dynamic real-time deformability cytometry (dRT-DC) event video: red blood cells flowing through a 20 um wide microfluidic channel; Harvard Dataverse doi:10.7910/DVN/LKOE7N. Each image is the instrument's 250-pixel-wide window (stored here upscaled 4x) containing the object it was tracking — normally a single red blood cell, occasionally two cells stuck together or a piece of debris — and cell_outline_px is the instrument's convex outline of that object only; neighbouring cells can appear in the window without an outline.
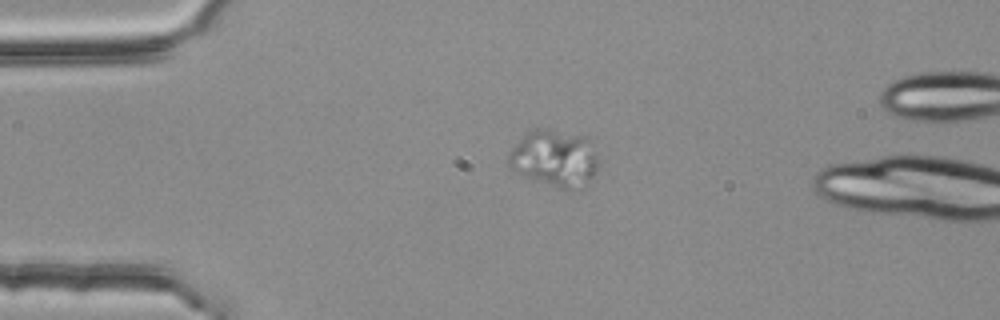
{"species": "common noctule bat (a hibernating species)", "species_latin": "Nyctalus noctula", "temperature_condition": "room temperature", "stored_images_in_passage": 4, "camera_frame_rate_fps": 3000, "um_per_image_px": 0.085, "animal": {"sex": "female", "body_mass_g": 25.1}, "frame": {"image": 1, "passage_image": 3, "time_ms": 0.667, "image_size_px": [1000, 320], "cell_outline_px": [[600, 164], [592, 180], [584, 188], [560, 188], [520, 176], [512, 172], [508, 168], [508, 152], [532, 128], [544, 128], [584, 136], [596, 152]], "centroid_in_image_um": [47.12, 13.48], "position_along_channel_um": 37.9, "area_um2": 30.17}}